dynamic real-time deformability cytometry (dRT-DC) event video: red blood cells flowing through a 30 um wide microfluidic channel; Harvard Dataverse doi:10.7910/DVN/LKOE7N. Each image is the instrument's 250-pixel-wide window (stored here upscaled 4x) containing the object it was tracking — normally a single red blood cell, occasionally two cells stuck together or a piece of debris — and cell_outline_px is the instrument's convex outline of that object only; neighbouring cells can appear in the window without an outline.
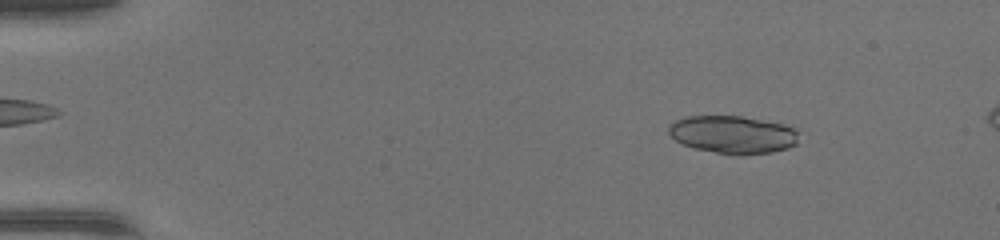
{"species": "common noctule bat (a hibernating species)", "species_latin": "Nyctalus noctula", "temperature_condition": "warm", "stored_images_in_passage": 47, "segment_of_instrument_passage": [1, 2], "camera_frame_rate_fps": 3000, "um_per_image_px": 0.085, "animal": {"sex": "female", "body_mass_g": 17.0, "forearm_length_mm": 48.0}, "frame": {"image": 1, "passage_image": 6, "time_ms": 1.667, "image_size_px": [1000, 240], "cell_outline_px": [[796, 144], [788, 148], [772, 152], [740, 156], [736, 156], [696, 148], [684, 144], [676, 140], [668, 132], [668, 128], [676, 120], [684, 116], [740, 116], [780, 124], [792, 128], [796, 132]], "centroid_in_image_um": [62.26, 11.45], "position_along_channel_um": 22.7, "area_um2": 28.26}}